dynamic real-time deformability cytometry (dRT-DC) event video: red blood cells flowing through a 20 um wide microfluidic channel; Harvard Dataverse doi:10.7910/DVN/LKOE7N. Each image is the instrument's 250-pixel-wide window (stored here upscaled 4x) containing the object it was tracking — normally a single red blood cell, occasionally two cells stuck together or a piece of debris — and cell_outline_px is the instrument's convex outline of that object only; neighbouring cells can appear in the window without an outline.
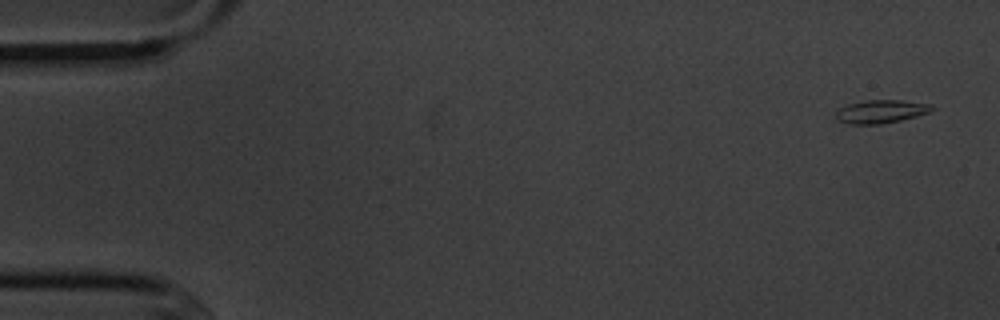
{"species": "common noctule bat (a hibernating species)", "species_latin": "Nyctalus noctula", "temperature_condition": "cold", "stored_images_in_passage": 3, "camera_frame_rate_fps": 3000, "um_per_image_px": 0.085, "animal": {"sex": "male", "body_mass_g": 20.1, "forearm_length_mm": 53.5}, "frame": {"image": 1, "passage_image": 1, "time_ms": 0.0, "image_size_px": [1000, 320], "cell_outline_px": [[936, 108], [928, 112], [916, 116], [900, 120], [880, 124], [852, 124], [836, 120], [836, 112], [840, 108], [848, 104], [864, 100], [900, 100], [932, 104]], "centroid_in_image_um": [74.88, 9.47], "position_along_channel_um": 10.1, "area_um2": 12.95}}